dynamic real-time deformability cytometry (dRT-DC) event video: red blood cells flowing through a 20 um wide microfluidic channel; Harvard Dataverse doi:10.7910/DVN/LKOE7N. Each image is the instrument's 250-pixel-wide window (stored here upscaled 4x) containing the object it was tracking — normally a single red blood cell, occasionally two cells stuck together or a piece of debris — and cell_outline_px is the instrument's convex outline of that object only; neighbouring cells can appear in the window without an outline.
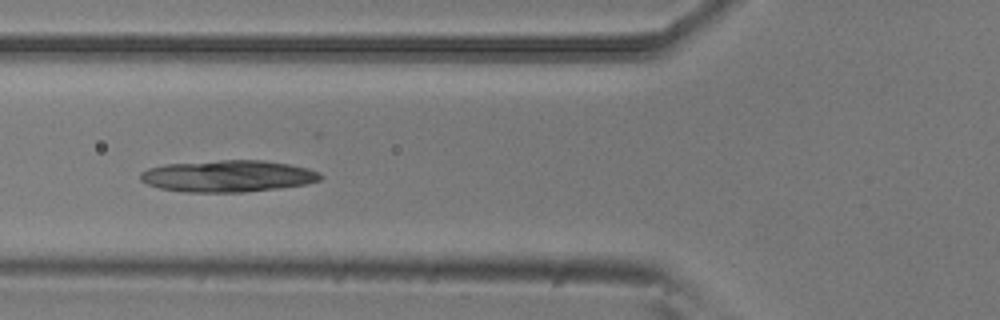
{"species": "common noctule bat (a hibernating species)", "species_latin": "Nyctalus noctula", "temperature_condition": "room temperature", "stored_images_in_passage": 23, "camera_frame_rate_fps": 3000, "um_per_image_px": 0.085, "animal": {"sex": "male", "body_mass_g": 20.5, "forearm_length_mm": 52.5}, "frame": {"image": 1, "passage_image": 5, "time_ms": 1.333, "image_size_px": [1000, 320], "cell_outline_px": [[324, 176], [320, 180], [304, 184], [276, 188], [244, 192], [184, 192], [160, 188], [148, 184], [140, 180], [140, 172], [148, 168], [164, 164], [220, 160], [264, 160], [288, 164], [308, 168], [320, 172]], "centroid_in_image_um": [19.36, 14.96], "position_along_channel_um": 106.4, "area_um2": 33.29}}
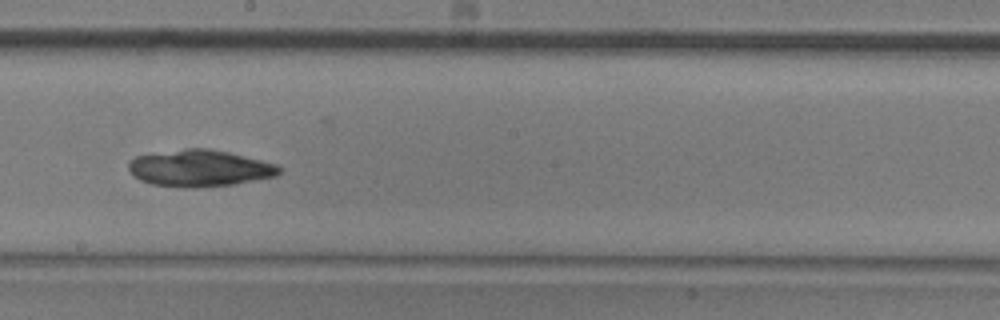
{"frame": {"image": 2, "passage_image": 15, "time_ms": 4.667, "image_size_px": [1000, 320], "cell_outline_px": [[280, 172], [276, 176], [232, 184], [196, 188], [192, 188], [152, 184], [140, 180], [132, 176], [128, 168], [128, 160], [136, 156], [184, 148], [208, 148], [228, 152], [276, 164], [280, 168]], "centroid_in_image_um": [16.91, 14.29], "position_along_channel_um": 231.3, "area_um2": 32.08}}
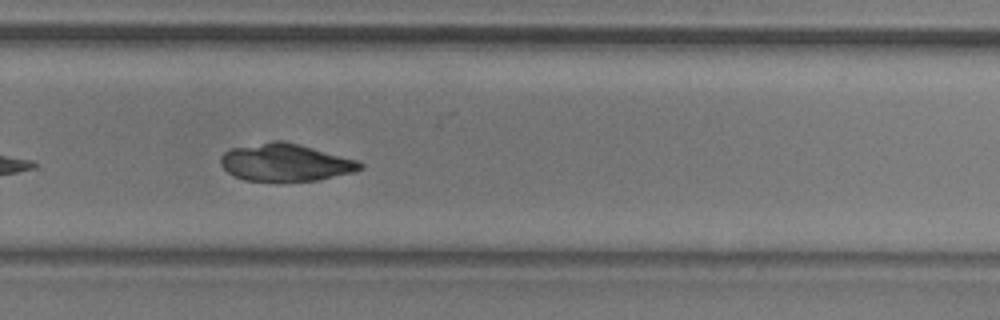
{"frame": {"image": 3, "passage_image": 21, "time_ms": 6.667, "image_size_px": [1000, 320], "cell_outline_px": [[364, 168], [352, 172], [316, 180], [244, 180], [228, 172], [220, 164], [220, 156], [224, 152], [232, 148], [272, 140], [284, 140], [300, 144], [360, 160], [364, 164]], "centroid_in_image_um": [24.29, 13.78], "position_along_channel_um": 305.5, "area_um2": 30.35}}